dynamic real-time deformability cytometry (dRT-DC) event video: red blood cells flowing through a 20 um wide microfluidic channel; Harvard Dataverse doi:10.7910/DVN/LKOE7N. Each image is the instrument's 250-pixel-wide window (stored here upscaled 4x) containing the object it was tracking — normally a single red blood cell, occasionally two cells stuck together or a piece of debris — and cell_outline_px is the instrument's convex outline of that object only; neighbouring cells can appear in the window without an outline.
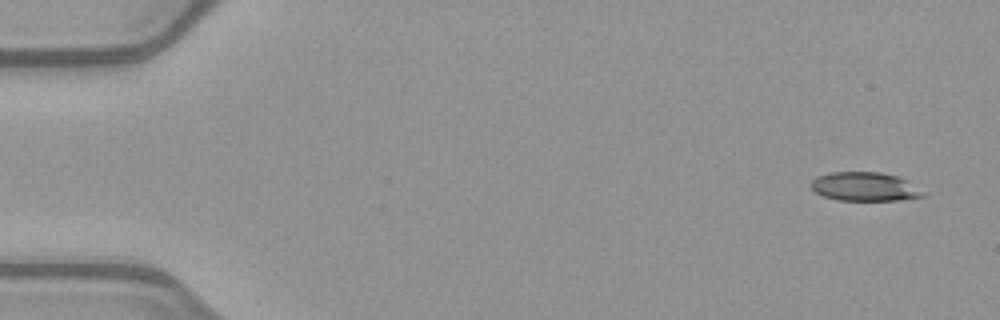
{"species": "common noctule bat (a hibernating species)", "species_latin": "Nyctalus noctula", "temperature_condition": "warm", "stored_images_in_passage": 50, "camera_frame_rate_fps": 3000, "um_per_image_px": 0.085, "animal": {"sex": "female", "body_mass_g": 21.9}, "frame": {"image": 1, "passage_image": 1, "time_ms": 0.0, "image_size_px": [1000, 320], "cell_outline_px": [[924, 196], [900, 200], [840, 200], [824, 196], [816, 192], [812, 188], [812, 180], [816, 176], [832, 172], [880, 172], [896, 176], [908, 180]], "centroid_in_image_um": [73.46, 15.85], "position_along_channel_um": 11.5, "area_um2": 18.44}}
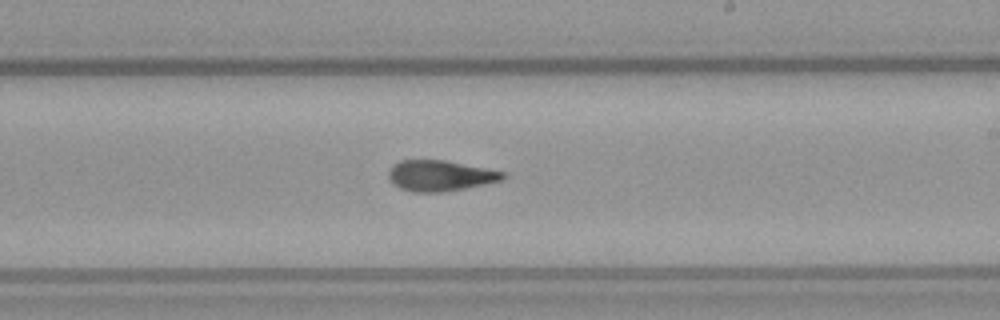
{"frame": {"image": 2, "passage_image": 29, "time_ms": 9.333, "image_size_px": [1000, 320], "cell_outline_px": [[508, 176], [504, 180], [448, 192], [412, 192], [400, 188], [392, 184], [388, 176], [388, 172], [392, 164], [400, 160], [444, 160], [508, 172]], "centroid_in_image_um": [37.45, 14.94], "position_along_channel_um": 251.6, "area_um2": 20.92}}
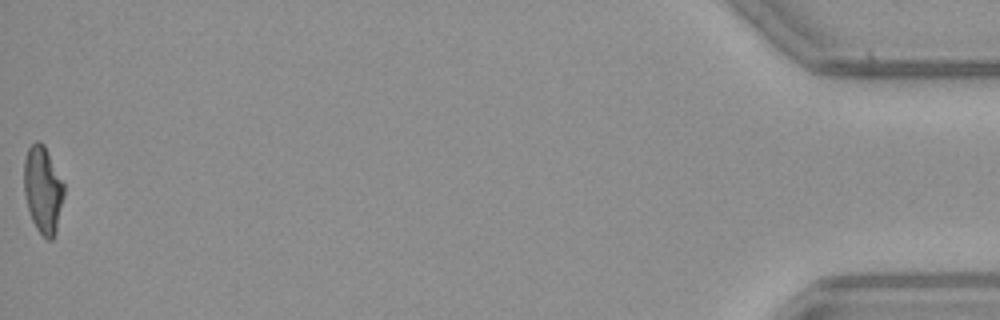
{"frame": {"image": 3, "passage_image": 50, "time_ms": 16.333, "image_size_px": [1000, 320], "cell_outline_px": [[64, 196], [56, 232], [52, 240], [48, 240], [36, 228], [32, 220], [28, 208], [24, 192], [24, 160], [28, 148], [36, 140], [40, 140], [44, 144], [64, 184]], "centroid_in_image_um": [3.65, 16.11], "position_along_channel_um": 431.6, "area_um2": 20.23}, "authors_computed_cell_mechanics": {"area_um2": 20.6057, "velocity_mm_per_s": 4.0339, "shape_relaxation_time_tau1_ms": 7.2386, "shape_relaxation_time_tau2_ms": 3.5889, "deformation_change_tau1": 0.2487, "deformation_change_tau2": 0.1325}}